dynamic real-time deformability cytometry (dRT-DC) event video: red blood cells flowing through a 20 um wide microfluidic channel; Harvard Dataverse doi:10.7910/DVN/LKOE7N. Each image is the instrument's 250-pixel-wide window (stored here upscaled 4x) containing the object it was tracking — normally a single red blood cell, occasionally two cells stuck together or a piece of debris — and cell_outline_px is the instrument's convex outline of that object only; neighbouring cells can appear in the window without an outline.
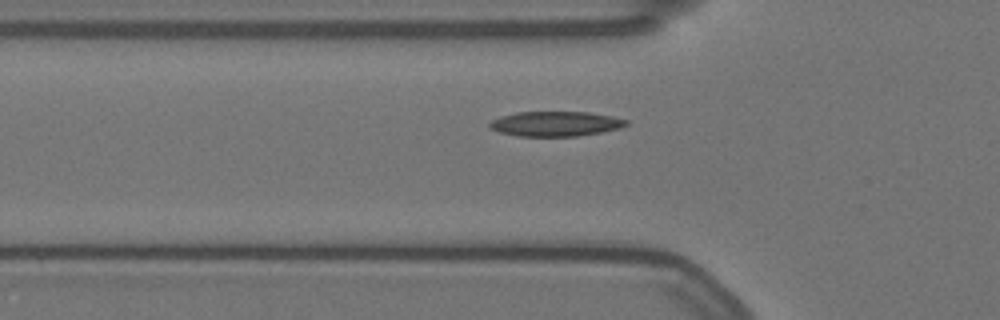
{"species": "Egyptian fruit bat (a non-hibernating species)", "species_latin": "Rousettus aegyptiacus", "temperature_condition": "warm", "stored_images_in_passage": 40, "camera_frame_rate_fps": 3000, "um_per_image_px": 0.085, "animal": {"sex": "female"}, "frame": {"image": 1, "passage_image": 7, "time_ms": 2.0, "image_size_px": [1000, 320], "cell_outline_px": [[628, 124], [620, 128], [600, 132], [576, 136], [520, 136], [500, 132], [492, 128], [488, 124], [492, 120], [500, 116], [516, 112], [588, 112], [612, 116], [628, 120]], "centroid_in_image_um": [47.23, 10.51], "position_along_channel_um": 78.6, "area_um2": 19.65}}
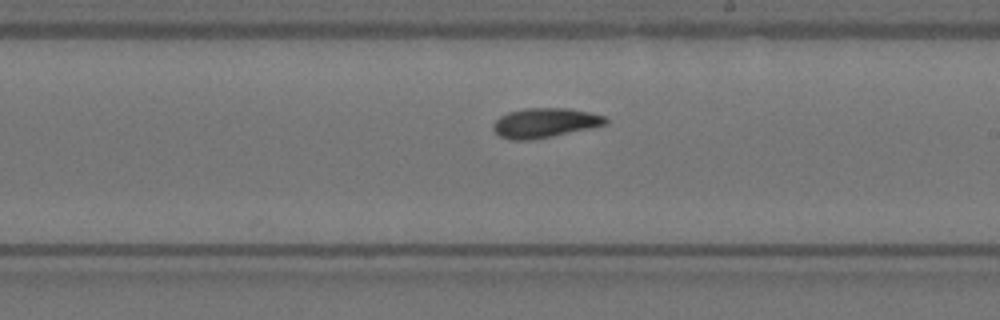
{"frame": {"image": 2, "passage_image": 21, "time_ms": 6.667, "image_size_px": [1000, 320], "cell_outline_px": [[608, 124], [552, 136], [532, 140], [512, 140], [500, 136], [492, 128], [492, 124], [500, 116], [508, 112], [524, 108], [568, 108], [588, 112], [604, 116], [608, 120]], "centroid_in_image_um": [46.29, 10.44], "position_along_channel_um": 242.7, "area_um2": 19.31}}
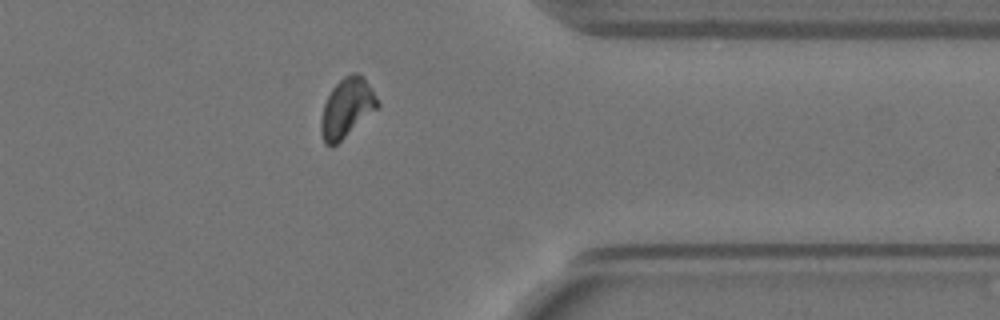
{"frame": {"image": 3, "passage_image": 34, "time_ms": 11.0, "image_size_px": [1000, 320], "cell_outline_px": [[380, 104], [376, 108], [332, 148], [324, 144], [320, 132], [320, 120], [324, 104], [332, 88], [344, 76], [352, 72], [356, 72], [364, 76], [372, 88]], "centroid_in_image_um": [29.45, 9.16], "position_along_channel_um": 382.0, "area_um2": 19.36}}